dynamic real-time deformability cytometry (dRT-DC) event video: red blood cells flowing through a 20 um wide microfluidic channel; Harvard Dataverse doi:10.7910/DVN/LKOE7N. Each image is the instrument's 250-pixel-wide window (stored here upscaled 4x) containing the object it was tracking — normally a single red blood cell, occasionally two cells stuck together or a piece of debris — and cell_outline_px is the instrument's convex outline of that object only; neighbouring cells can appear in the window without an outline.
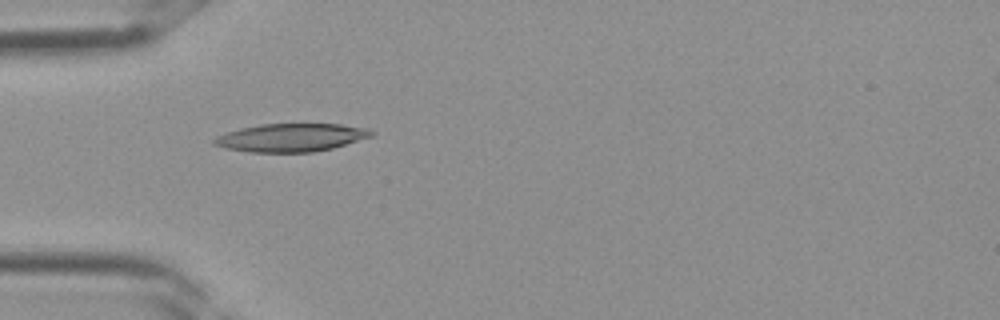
{"species": "Egyptian fruit bat (a non-hibernating species)", "species_latin": "Rousettus aegyptiacus", "temperature_condition": "room temperature", "stored_images_in_passage": 27, "camera_frame_rate_fps": 3000, "um_per_image_px": 0.085, "frame": {"image": 1, "passage_image": 2, "time_ms": 0.333, "image_size_px": [1000, 320], "cell_outline_px": [[376, 132], [372, 136], [332, 148], [312, 152], [248, 152], [224, 148], [212, 144], [212, 140], [216, 136], [240, 128], [260, 124], [340, 124], [368, 128]], "centroid_in_image_um": [24.72, 11.69], "position_along_channel_um": 60.3, "area_um2": 25.78}}
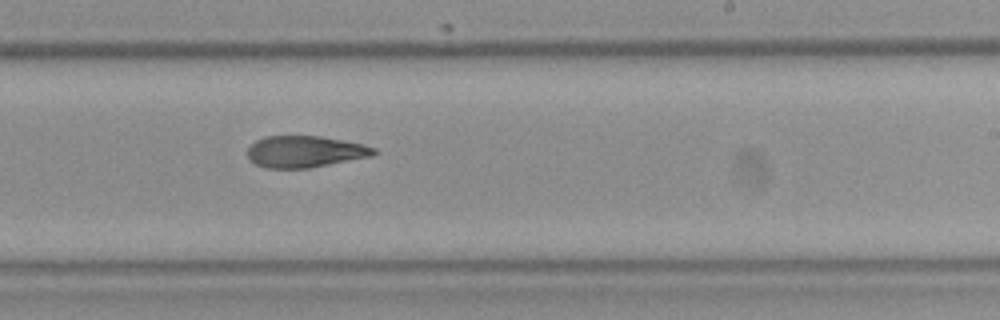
{"frame": {"image": 2, "passage_image": 13, "time_ms": 4.0, "image_size_px": [1000, 320], "cell_outline_px": [[380, 152], [372, 156], [308, 168], [264, 168], [248, 160], [248, 148], [256, 140], [264, 136], [320, 136], [364, 144], [376, 148]], "centroid_in_image_um": [25.93, 12.89], "position_along_channel_um": 263.1, "area_um2": 23.35}}
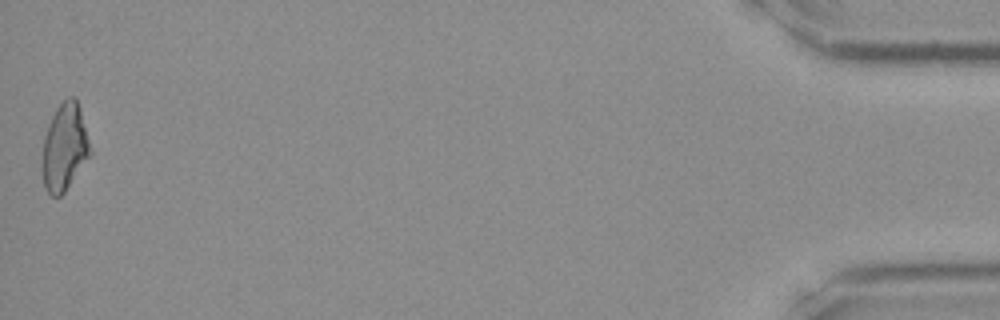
{"frame": {"image": 3, "passage_image": 27, "time_ms": 8.667, "image_size_px": [1000, 320], "cell_outline_px": [[92, 152], [64, 192], [60, 196], [52, 196], [48, 192], [44, 184], [44, 136], [48, 124], [56, 108], [68, 96], [76, 96], [80, 108]], "centroid_in_image_um": [5.51, 12.46], "position_along_channel_um": 429.7, "area_um2": 23.7}}